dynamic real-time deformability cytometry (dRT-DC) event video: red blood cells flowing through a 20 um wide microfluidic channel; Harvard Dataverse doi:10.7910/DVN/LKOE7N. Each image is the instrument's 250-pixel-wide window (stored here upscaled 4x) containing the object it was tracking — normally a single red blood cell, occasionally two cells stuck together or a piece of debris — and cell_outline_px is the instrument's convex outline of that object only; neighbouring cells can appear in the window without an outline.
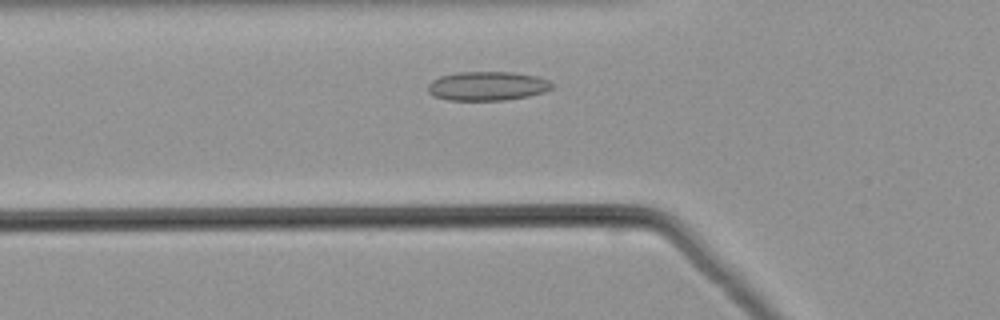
{"species": "common noctule bat (a hibernating species)", "species_latin": "Nyctalus noctula", "temperature_condition": "warm", "stored_images_in_passage": 40, "camera_frame_rate_fps": 3000, "um_per_image_px": 0.085, "animal": {"sex": "male", "body_mass_g": 21.5, "forearm_length_mm": 52.0}, "frame": {"image": 1, "passage_image": 7, "time_ms": 2.0, "image_size_px": [1000, 320], "cell_outline_px": [[556, 84], [552, 88], [544, 92], [528, 96], [504, 100], [448, 100], [436, 96], [428, 92], [428, 84], [432, 80], [440, 76], [456, 72], [512, 72], [536, 76], [548, 80]], "centroid_in_image_um": [41.44, 7.3], "position_along_channel_um": 84.4, "area_um2": 21.04}}
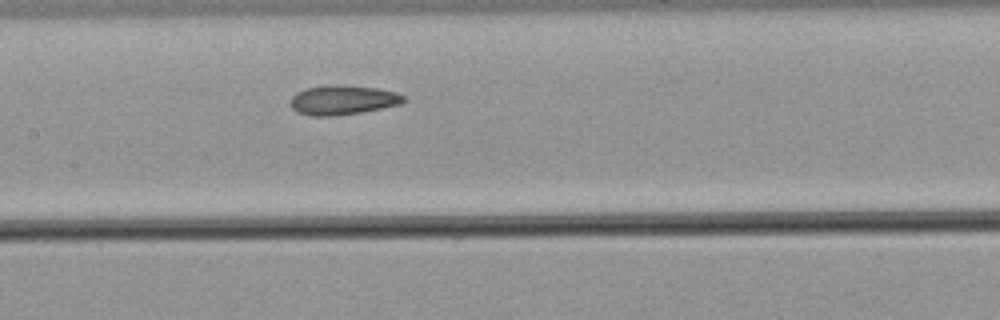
{"frame": {"image": 2, "passage_image": 14, "time_ms": 4.333, "image_size_px": [1000, 320], "cell_outline_px": [[404, 100], [400, 104], [360, 112], [332, 116], [312, 116], [296, 112], [292, 108], [292, 96], [296, 92], [304, 88], [328, 84], [340, 84], [376, 88], [396, 92], [404, 96]], "centroid_in_image_um": [29.09, 8.48], "position_along_channel_um": 178.3, "area_um2": 19.42}}
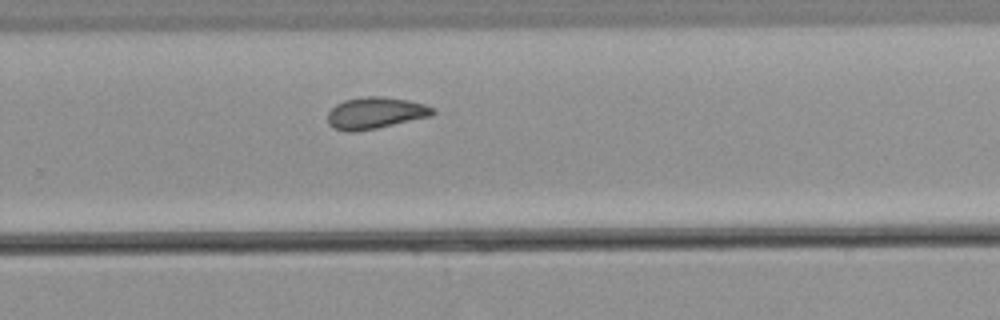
{"frame": {"image": 3, "passage_image": 23, "time_ms": 7.333, "image_size_px": [1000, 320], "cell_outline_px": [[436, 112], [432, 116], [376, 128], [352, 132], [344, 132], [332, 128], [328, 124], [328, 112], [336, 104], [344, 100], [364, 96], [380, 96], [408, 100], [424, 104], [436, 108]], "centroid_in_image_um": [31.9, 9.6], "position_along_channel_um": 297.9, "area_um2": 19.54}}